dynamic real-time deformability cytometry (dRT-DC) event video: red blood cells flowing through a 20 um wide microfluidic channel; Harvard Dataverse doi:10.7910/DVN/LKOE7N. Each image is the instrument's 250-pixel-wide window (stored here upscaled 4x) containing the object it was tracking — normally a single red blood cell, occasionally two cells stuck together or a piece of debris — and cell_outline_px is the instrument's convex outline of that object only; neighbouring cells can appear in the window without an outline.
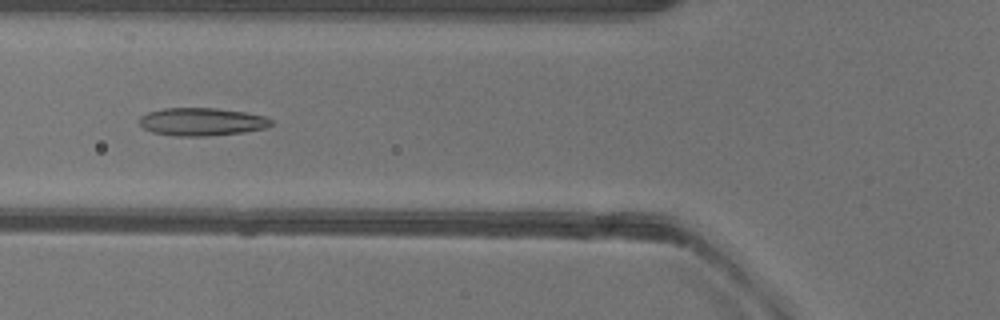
{"species": "common noctule bat (a hibernating species)", "species_latin": "Nyctalus noctula", "temperature_condition": "warm", "stored_images_in_passage": 31, "camera_frame_rate_fps": 3000, "um_per_image_px": 0.085, "animal": {"sex": "female"}, "frame": {"image": 1, "passage_image": 6, "time_ms": 1.667, "image_size_px": [1000, 320], "cell_outline_px": [[272, 124], [264, 128], [244, 132], [208, 136], [176, 136], [152, 132], [144, 128], [140, 124], [140, 116], [148, 112], [164, 108], [216, 108], [244, 112], [264, 116], [272, 120]], "centroid_in_image_um": [17.14, 10.35], "position_along_channel_um": 108.7, "area_um2": 21.33}}
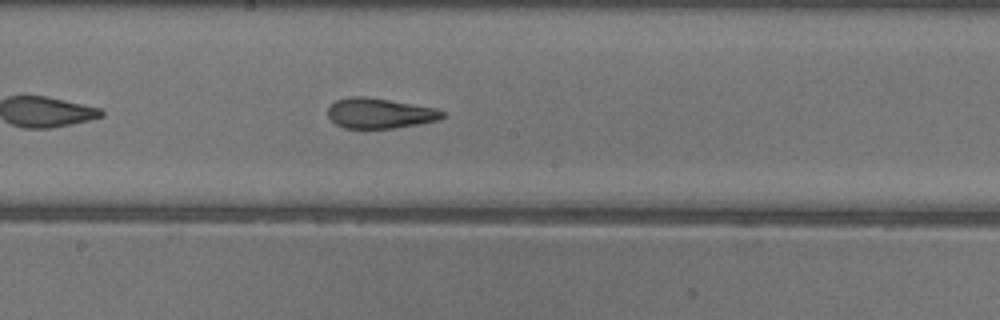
{"frame": {"image": 2, "passage_image": 14, "time_ms": 4.333, "image_size_px": [1000, 320], "cell_outline_px": [[444, 116], [440, 120], [396, 128], [344, 128], [336, 124], [328, 116], [328, 108], [336, 100], [352, 96], [364, 96], [436, 108], [444, 112]], "centroid_in_image_um": [32.28, 9.63], "position_along_channel_um": 215.9, "area_um2": 20.06}}
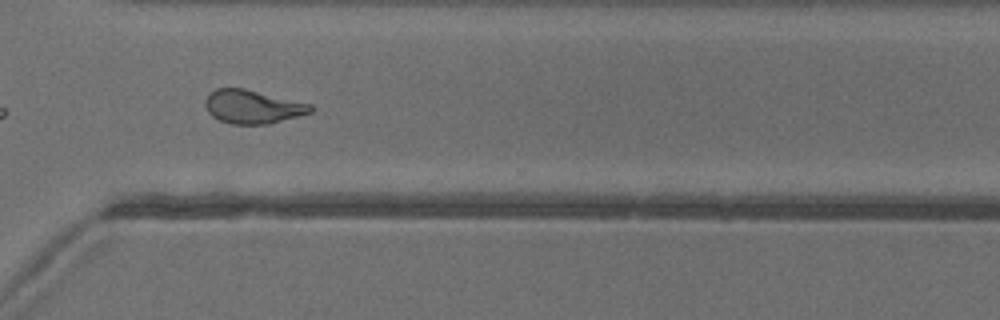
{"frame": {"image": 3, "passage_image": 24, "time_ms": 7.667, "image_size_px": [1000, 320], "cell_outline_px": [[316, 108], [312, 112], [268, 124], [232, 124], [220, 120], [212, 116], [208, 112], [204, 104], [204, 100], [208, 92], [216, 88], [244, 88], [312, 104]], "centroid_in_image_um": [21.46, 9.06], "position_along_channel_um": 349.1, "area_um2": 20.75}, "authors_computed_cell_mechanics": {"area_um2": 20.6346, "velocity_mm_per_s": 4.0054, "shape_relaxation_time_tau1_ms": 6.882, "shape_relaxation_time_tau2_ms": 1.6658, "deformation_change_tau1": 0.2341, "deformation_change_tau2": 0.1057}}